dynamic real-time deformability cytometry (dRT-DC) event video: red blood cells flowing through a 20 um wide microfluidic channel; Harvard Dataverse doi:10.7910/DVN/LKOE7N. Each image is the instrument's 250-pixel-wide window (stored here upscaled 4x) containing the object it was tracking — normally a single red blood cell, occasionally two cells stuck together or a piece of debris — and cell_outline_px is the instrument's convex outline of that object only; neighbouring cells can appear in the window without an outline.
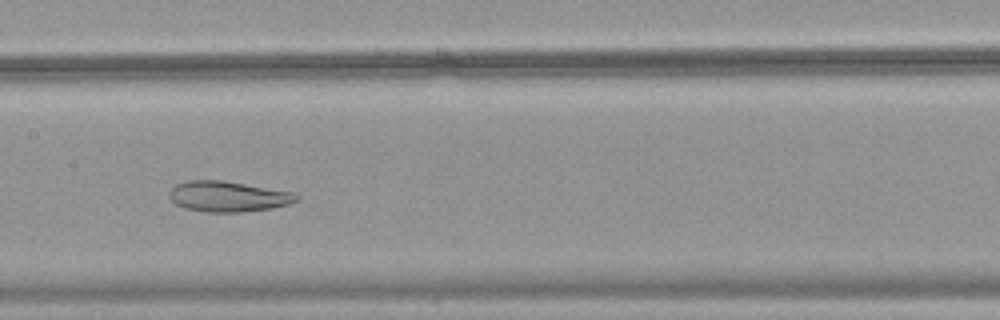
{"species": "common noctule bat (a hibernating species)", "species_latin": "Nyctalus noctula", "temperature_condition": "warm", "stored_images_in_passage": 51, "camera_frame_rate_fps": 3000, "um_per_image_px": 0.085, "animal": {"sex": "female", "body_mass_g": 18.4}, "frame": {"image": 1, "passage_image": 25, "time_ms": 8.0, "image_size_px": [1000, 320], "cell_outline_px": [[300, 200], [288, 204], [272, 208], [240, 212], [204, 212], [184, 208], [176, 204], [168, 196], [168, 192], [176, 184], [184, 180], [224, 180], [292, 192], [300, 196]], "centroid_in_image_um": [19.36, 16.69], "position_along_channel_um": 188.0, "area_um2": 22.83}}
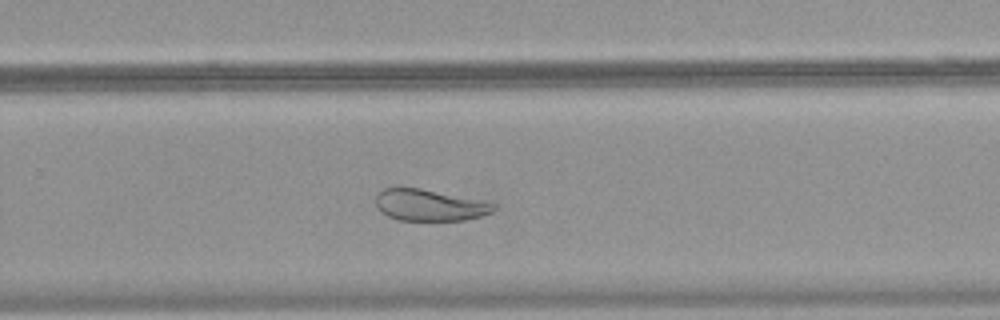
{"frame": {"image": 2, "passage_image": 33, "time_ms": 10.667, "image_size_px": [1000, 320], "cell_outline_px": [[496, 208], [492, 212], [480, 216], [464, 220], [396, 220], [380, 212], [376, 204], [376, 196], [384, 188], [420, 188], [496, 204]], "centroid_in_image_um": [36.47, 17.45], "position_along_channel_um": 293.3, "area_um2": 21.27}}
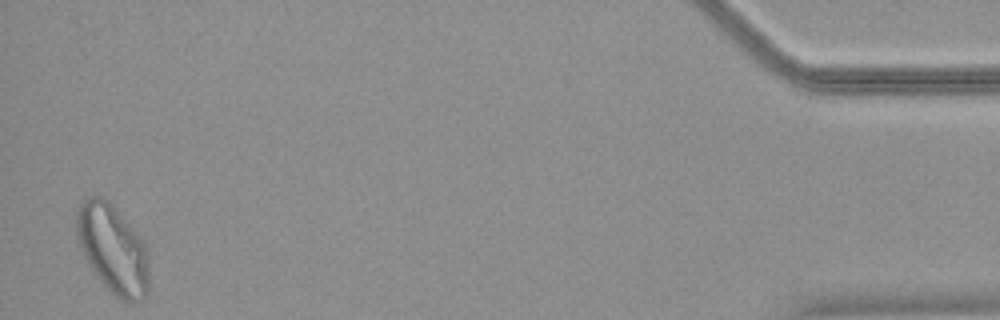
{"frame": {"image": 3, "passage_image": 49, "time_ms": 16.0, "image_size_px": [1000, 320], "cell_outline_px": [[148, 296], [140, 304], [128, 304], [120, 300], [100, 280], [88, 264], [80, 248], [76, 232], [76, 212], [80, 204], [88, 196], [100, 196], [108, 200], [112, 204], [140, 236], [144, 244], [148, 260]], "centroid_in_image_um": [9.6, 21.21], "position_along_channel_um": 425.6, "area_um2": 37.8}}